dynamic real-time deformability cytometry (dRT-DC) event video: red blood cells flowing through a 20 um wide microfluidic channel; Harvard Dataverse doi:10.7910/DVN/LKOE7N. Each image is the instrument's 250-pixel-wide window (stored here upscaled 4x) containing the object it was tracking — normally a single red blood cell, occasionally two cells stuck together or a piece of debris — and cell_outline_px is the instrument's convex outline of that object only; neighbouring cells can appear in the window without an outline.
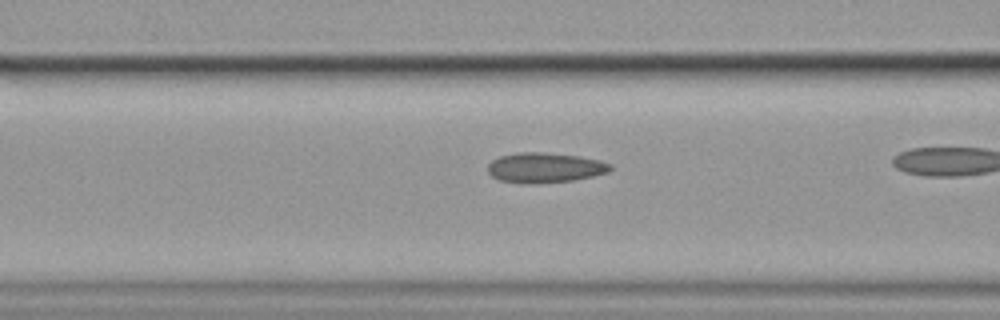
{"species": "common noctule bat (a hibernating species)", "species_latin": "Nyctalus noctula", "temperature_condition": "cold", "stored_images_in_passage": 32, "camera_frame_rate_fps": 3000, "um_per_image_px": 0.085, "animal": {"sex": "female", "body_mass_g": 19.9}, "frame": {"image": 1, "passage_image": 10, "time_ms": 3.0, "image_size_px": [1000, 320], "cell_outline_px": [[612, 168], [608, 172], [576, 180], [528, 184], [500, 180], [492, 176], [488, 172], [488, 164], [492, 160], [500, 156], [516, 152], [544, 152], [580, 156], [600, 160], [612, 164]], "centroid_in_image_um": [46.32, 14.24], "position_along_channel_um": 120.3, "area_um2": 21.56}}